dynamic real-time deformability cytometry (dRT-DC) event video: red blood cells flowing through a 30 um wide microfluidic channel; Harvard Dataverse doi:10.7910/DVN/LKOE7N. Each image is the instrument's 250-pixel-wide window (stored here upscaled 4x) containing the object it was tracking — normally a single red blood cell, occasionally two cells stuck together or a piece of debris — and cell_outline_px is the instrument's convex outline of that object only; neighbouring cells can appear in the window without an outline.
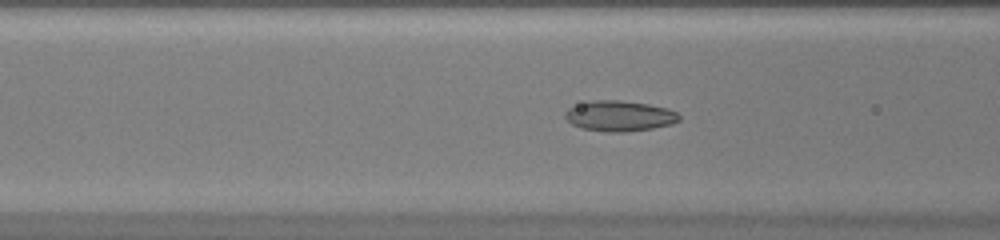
{"species": "common noctule bat (a hibernating species)", "species_latin": "Nyctalus noctula", "temperature_condition": "warm", "stored_images_in_passage": 41, "camera_frame_rate_fps": 3000, "um_per_image_px": 0.085, "animal": {"sex": "female", "body_mass_g": 20.0, "forearm_length_mm": 54.0}, "frame": {"image": 1, "passage_image": 10, "time_ms": 3.0, "image_size_px": [1000, 240], "cell_outline_px": [[680, 120], [672, 124], [652, 128], [624, 132], [604, 132], [580, 128], [572, 124], [564, 116], [568, 108], [588, 100], [620, 100], [648, 104], [668, 108], [676, 112], [680, 116]], "centroid_in_image_um": [52.65, 9.85], "position_along_channel_um": 114.0, "area_um2": 20.4}}
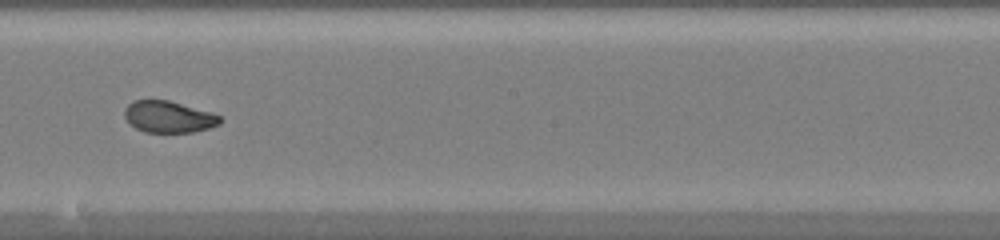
{"frame": {"image": 2, "passage_image": 19, "time_ms": 6.0, "image_size_px": [1000, 240], "cell_outline_px": [[220, 124], [208, 128], [192, 132], [144, 132], [136, 128], [124, 116], [124, 108], [132, 100], [168, 100], [212, 112], [220, 116]], "centroid_in_image_um": [14.32, 9.92], "position_along_channel_um": 233.9, "area_um2": 17.51}}
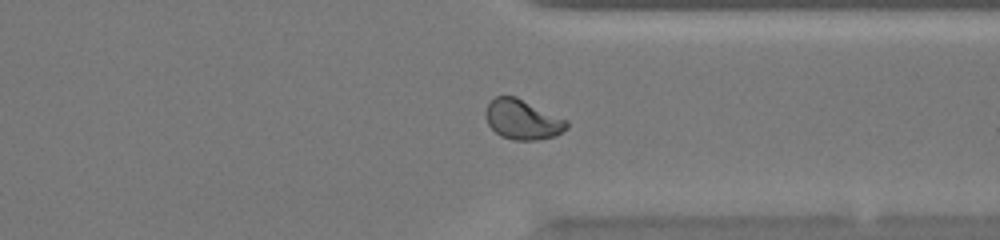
{"frame": {"image": 3, "passage_image": 29, "time_ms": 9.333, "image_size_px": [1000, 240], "cell_outline_px": [[568, 128], [556, 136], [536, 140], [516, 140], [500, 136], [488, 124], [484, 116], [484, 112], [488, 104], [496, 96], [516, 96], [568, 120]], "centroid_in_image_um": [44.42, 10.16], "position_along_channel_um": 367.0, "area_um2": 18.96}}